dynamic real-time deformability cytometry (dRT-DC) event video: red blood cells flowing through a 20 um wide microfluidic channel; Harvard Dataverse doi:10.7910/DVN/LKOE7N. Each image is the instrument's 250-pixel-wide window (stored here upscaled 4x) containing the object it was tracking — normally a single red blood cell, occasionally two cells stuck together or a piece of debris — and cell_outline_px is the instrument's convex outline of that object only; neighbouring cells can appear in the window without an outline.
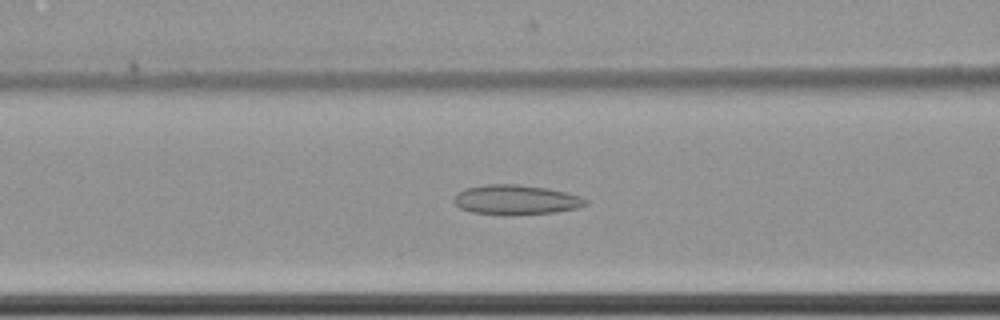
{"species": "common noctule bat (a hibernating species)", "species_latin": "Nyctalus noctula", "temperature_condition": "cold", "stored_images_in_passage": 47, "camera_frame_rate_fps": 3000, "um_per_image_px": 0.085, "animal": {"sex": "female", "body_mass_g": 22.7, "forearm_length_mm": 54.2}, "frame": {"image": 1, "passage_image": 13, "time_ms": 4.0, "image_size_px": [1000, 320], "cell_outline_px": [[588, 204], [576, 208], [556, 212], [512, 216], [508, 216], [472, 212], [460, 208], [452, 200], [464, 188], [484, 184], [516, 184], [548, 188], [580, 196], [588, 200]], "centroid_in_image_um": [43.85, 16.99], "position_along_channel_um": 122.7, "area_um2": 23.06}}
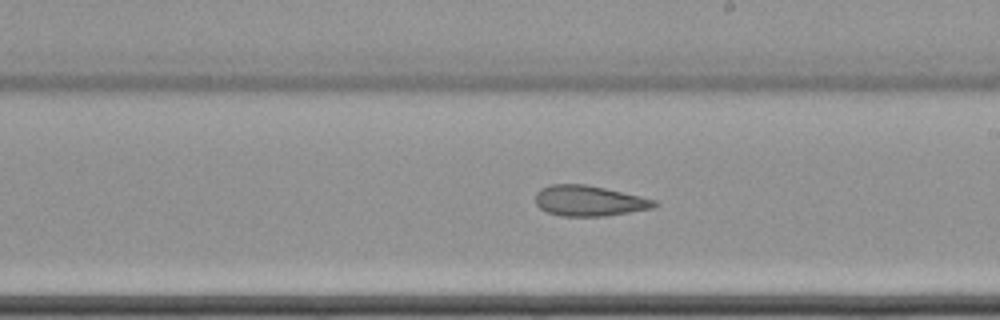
{"frame": {"image": 2, "passage_image": 23, "time_ms": 7.333, "image_size_px": [1000, 320], "cell_outline_px": [[660, 204], [652, 208], [604, 216], [560, 216], [548, 212], [540, 208], [536, 204], [536, 192], [540, 188], [552, 184], [584, 184], [604, 188], [640, 196], [656, 200]], "centroid_in_image_um": [50.06, 17.07], "position_along_channel_um": 238.9, "area_um2": 21.04}}
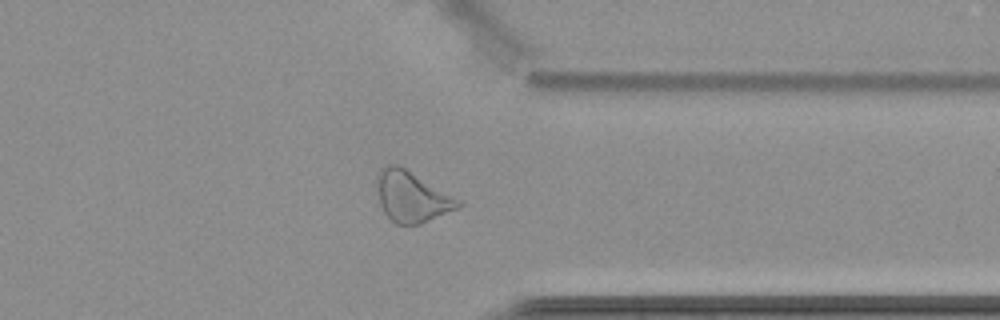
{"frame": {"image": 3, "passage_image": 35, "time_ms": 11.333, "image_size_px": [1000, 320], "cell_outline_px": [[464, 204], [460, 208], [420, 224], [396, 224], [384, 212], [380, 204], [376, 176], [388, 164], [396, 164], [404, 168], [464, 200]], "centroid_in_image_um": [35.08, 16.73], "position_along_channel_um": 376.3, "area_um2": 24.04}, "authors_computed_cell_mechanics": {"area_um2": 23.12, "velocity_mm_per_s": 3.4853, "shape_relaxation_time_tau1_ms": null, "shape_relaxation_time_tau2_ms": 5.1827, "deformation_change_tau1": null, "deformation_change_tau2": 0.1386}}